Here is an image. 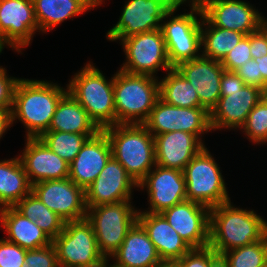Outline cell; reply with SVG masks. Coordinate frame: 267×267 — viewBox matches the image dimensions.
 Wrapping results in <instances>:
<instances>
[{
	"instance_id": "obj_26",
	"label": "cell",
	"mask_w": 267,
	"mask_h": 267,
	"mask_svg": "<svg viewBox=\"0 0 267 267\" xmlns=\"http://www.w3.org/2000/svg\"><path fill=\"white\" fill-rule=\"evenodd\" d=\"M0 224L8 235L5 239L26 250L52 243V239L34 221L24 217L14 207L0 209Z\"/></svg>"
},
{
	"instance_id": "obj_31",
	"label": "cell",
	"mask_w": 267,
	"mask_h": 267,
	"mask_svg": "<svg viewBox=\"0 0 267 267\" xmlns=\"http://www.w3.org/2000/svg\"><path fill=\"white\" fill-rule=\"evenodd\" d=\"M159 97L172 106L202 107L195 89L175 67L167 71L165 78L159 81Z\"/></svg>"
},
{
	"instance_id": "obj_38",
	"label": "cell",
	"mask_w": 267,
	"mask_h": 267,
	"mask_svg": "<svg viewBox=\"0 0 267 267\" xmlns=\"http://www.w3.org/2000/svg\"><path fill=\"white\" fill-rule=\"evenodd\" d=\"M252 59L249 34L230 51L221 61V65L227 71H235Z\"/></svg>"
},
{
	"instance_id": "obj_7",
	"label": "cell",
	"mask_w": 267,
	"mask_h": 267,
	"mask_svg": "<svg viewBox=\"0 0 267 267\" xmlns=\"http://www.w3.org/2000/svg\"><path fill=\"white\" fill-rule=\"evenodd\" d=\"M131 200L87 207L86 220L92 225L100 253L106 260L121 246L128 231L138 221Z\"/></svg>"
},
{
	"instance_id": "obj_19",
	"label": "cell",
	"mask_w": 267,
	"mask_h": 267,
	"mask_svg": "<svg viewBox=\"0 0 267 267\" xmlns=\"http://www.w3.org/2000/svg\"><path fill=\"white\" fill-rule=\"evenodd\" d=\"M198 94L200 104L209 113L220 99V81L224 72L221 62L202 55L175 67Z\"/></svg>"
},
{
	"instance_id": "obj_20",
	"label": "cell",
	"mask_w": 267,
	"mask_h": 267,
	"mask_svg": "<svg viewBox=\"0 0 267 267\" xmlns=\"http://www.w3.org/2000/svg\"><path fill=\"white\" fill-rule=\"evenodd\" d=\"M263 95L261 89L250 85H245L242 90L226 92V96H220L217 105L210 112L211 129L241 128Z\"/></svg>"
},
{
	"instance_id": "obj_3",
	"label": "cell",
	"mask_w": 267,
	"mask_h": 267,
	"mask_svg": "<svg viewBox=\"0 0 267 267\" xmlns=\"http://www.w3.org/2000/svg\"><path fill=\"white\" fill-rule=\"evenodd\" d=\"M102 130L110 142L112 157L139 184L156 165L154 136L143 124H115Z\"/></svg>"
},
{
	"instance_id": "obj_17",
	"label": "cell",
	"mask_w": 267,
	"mask_h": 267,
	"mask_svg": "<svg viewBox=\"0 0 267 267\" xmlns=\"http://www.w3.org/2000/svg\"><path fill=\"white\" fill-rule=\"evenodd\" d=\"M191 248L209 246L210 209L185 200L160 213Z\"/></svg>"
},
{
	"instance_id": "obj_36",
	"label": "cell",
	"mask_w": 267,
	"mask_h": 267,
	"mask_svg": "<svg viewBox=\"0 0 267 267\" xmlns=\"http://www.w3.org/2000/svg\"><path fill=\"white\" fill-rule=\"evenodd\" d=\"M177 262L181 267H220V255L210 246L192 248Z\"/></svg>"
},
{
	"instance_id": "obj_6",
	"label": "cell",
	"mask_w": 267,
	"mask_h": 267,
	"mask_svg": "<svg viewBox=\"0 0 267 267\" xmlns=\"http://www.w3.org/2000/svg\"><path fill=\"white\" fill-rule=\"evenodd\" d=\"M187 0H179L164 16L161 32L172 67L201 56L202 9L196 0H188L190 12L174 16L177 8ZM172 15V16H171ZM200 16V19L197 16ZM171 18H170V17ZM166 18L169 20L166 21ZM200 20V21H199Z\"/></svg>"
},
{
	"instance_id": "obj_44",
	"label": "cell",
	"mask_w": 267,
	"mask_h": 267,
	"mask_svg": "<svg viewBox=\"0 0 267 267\" xmlns=\"http://www.w3.org/2000/svg\"><path fill=\"white\" fill-rule=\"evenodd\" d=\"M253 60L258 64L259 74L262 76V91L264 92L267 87V55Z\"/></svg>"
},
{
	"instance_id": "obj_32",
	"label": "cell",
	"mask_w": 267,
	"mask_h": 267,
	"mask_svg": "<svg viewBox=\"0 0 267 267\" xmlns=\"http://www.w3.org/2000/svg\"><path fill=\"white\" fill-rule=\"evenodd\" d=\"M14 208L34 221L52 240L64 229L65 220L51 211L33 192L23 197Z\"/></svg>"
},
{
	"instance_id": "obj_5",
	"label": "cell",
	"mask_w": 267,
	"mask_h": 267,
	"mask_svg": "<svg viewBox=\"0 0 267 267\" xmlns=\"http://www.w3.org/2000/svg\"><path fill=\"white\" fill-rule=\"evenodd\" d=\"M159 98L157 78L121 69L114 74L116 124H143Z\"/></svg>"
},
{
	"instance_id": "obj_10",
	"label": "cell",
	"mask_w": 267,
	"mask_h": 267,
	"mask_svg": "<svg viewBox=\"0 0 267 267\" xmlns=\"http://www.w3.org/2000/svg\"><path fill=\"white\" fill-rule=\"evenodd\" d=\"M126 60L121 70L155 78L159 68H173L168 60L163 34L160 29L135 34L121 40Z\"/></svg>"
},
{
	"instance_id": "obj_35",
	"label": "cell",
	"mask_w": 267,
	"mask_h": 267,
	"mask_svg": "<svg viewBox=\"0 0 267 267\" xmlns=\"http://www.w3.org/2000/svg\"><path fill=\"white\" fill-rule=\"evenodd\" d=\"M240 129L254 144L267 142V99L264 96L250 111Z\"/></svg>"
},
{
	"instance_id": "obj_47",
	"label": "cell",
	"mask_w": 267,
	"mask_h": 267,
	"mask_svg": "<svg viewBox=\"0 0 267 267\" xmlns=\"http://www.w3.org/2000/svg\"><path fill=\"white\" fill-rule=\"evenodd\" d=\"M259 30L264 34L267 39V18L265 19L264 16H262L261 18Z\"/></svg>"
},
{
	"instance_id": "obj_41",
	"label": "cell",
	"mask_w": 267,
	"mask_h": 267,
	"mask_svg": "<svg viewBox=\"0 0 267 267\" xmlns=\"http://www.w3.org/2000/svg\"><path fill=\"white\" fill-rule=\"evenodd\" d=\"M246 85L255 86L262 90V76L259 74L257 62L249 60L245 65L234 71Z\"/></svg>"
},
{
	"instance_id": "obj_29",
	"label": "cell",
	"mask_w": 267,
	"mask_h": 267,
	"mask_svg": "<svg viewBox=\"0 0 267 267\" xmlns=\"http://www.w3.org/2000/svg\"><path fill=\"white\" fill-rule=\"evenodd\" d=\"M32 192V184L18 157L0 161V209L14 207Z\"/></svg>"
},
{
	"instance_id": "obj_28",
	"label": "cell",
	"mask_w": 267,
	"mask_h": 267,
	"mask_svg": "<svg viewBox=\"0 0 267 267\" xmlns=\"http://www.w3.org/2000/svg\"><path fill=\"white\" fill-rule=\"evenodd\" d=\"M39 31L45 33L68 18L96 8L91 0H32Z\"/></svg>"
},
{
	"instance_id": "obj_25",
	"label": "cell",
	"mask_w": 267,
	"mask_h": 267,
	"mask_svg": "<svg viewBox=\"0 0 267 267\" xmlns=\"http://www.w3.org/2000/svg\"><path fill=\"white\" fill-rule=\"evenodd\" d=\"M115 267H156L162 260L146 230L137 221L111 256Z\"/></svg>"
},
{
	"instance_id": "obj_24",
	"label": "cell",
	"mask_w": 267,
	"mask_h": 267,
	"mask_svg": "<svg viewBox=\"0 0 267 267\" xmlns=\"http://www.w3.org/2000/svg\"><path fill=\"white\" fill-rule=\"evenodd\" d=\"M138 222L162 261H177L192 249L160 213L138 212Z\"/></svg>"
},
{
	"instance_id": "obj_4",
	"label": "cell",
	"mask_w": 267,
	"mask_h": 267,
	"mask_svg": "<svg viewBox=\"0 0 267 267\" xmlns=\"http://www.w3.org/2000/svg\"><path fill=\"white\" fill-rule=\"evenodd\" d=\"M84 66L67 84L68 92L101 130L115 125L114 75L108 81L91 62Z\"/></svg>"
},
{
	"instance_id": "obj_50",
	"label": "cell",
	"mask_w": 267,
	"mask_h": 267,
	"mask_svg": "<svg viewBox=\"0 0 267 267\" xmlns=\"http://www.w3.org/2000/svg\"><path fill=\"white\" fill-rule=\"evenodd\" d=\"M108 261H110V260H107V262H106V264H105L104 267H115L114 265H111L110 263H108ZM109 264H110V265H109Z\"/></svg>"
},
{
	"instance_id": "obj_13",
	"label": "cell",
	"mask_w": 267,
	"mask_h": 267,
	"mask_svg": "<svg viewBox=\"0 0 267 267\" xmlns=\"http://www.w3.org/2000/svg\"><path fill=\"white\" fill-rule=\"evenodd\" d=\"M39 31L32 0H0V48L21 49L31 44Z\"/></svg>"
},
{
	"instance_id": "obj_39",
	"label": "cell",
	"mask_w": 267,
	"mask_h": 267,
	"mask_svg": "<svg viewBox=\"0 0 267 267\" xmlns=\"http://www.w3.org/2000/svg\"><path fill=\"white\" fill-rule=\"evenodd\" d=\"M27 250L19 245L0 239V267H21Z\"/></svg>"
},
{
	"instance_id": "obj_1",
	"label": "cell",
	"mask_w": 267,
	"mask_h": 267,
	"mask_svg": "<svg viewBox=\"0 0 267 267\" xmlns=\"http://www.w3.org/2000/svg\"><path fill=\"white\" fill-rule=\"evenodd\" d=\"M68 92L56 83L19 78L14 89L11 123L17 119L26 129V138H39L48 131L61 98Z\"/></svg>"
},
{
	"instance_id": "obj_34",
	"label": "cell",
	"mask_w": 267,
	"mask_h": 267,
	"mask_svg": "<svg viewBox=\"0 0 267 267\" xmlns=\"http://www.w3.org/2000/svg\"><path fill=\"white\" fill-rule=\"evenodd\" d=\"M92 136L94 135L46 131L39 138L50 150L70 164L81 151L87 139Z\"/></svg>"
},
{
	"instance_id": "obj_48",
	"label": "cell",
	"mask_w": 267,
	"mask_h": 267,
	"mask_svg": "<svg viewBox=\"0 0 267 267\" xmlns=\"http://www.w3.org/2000/svg\"><path fill=\"white\" fill-rule=\"evenodd\" d=\"M105 265H76V266H69V267H104Z\"/></svg>"
},
{
	"instance_id": "obj_2",
	"label": "cell",
	"mask_w": 267,
	"mask_h": 267,
	"mask_svg": "<svg viewBox=\"0 0 267 267\" xmlns=\"http://www.w3.org/2000/svg\"><path fill=\"white\" fill-rule=\"evenodd\" d=\"M266 235L267 221L254 210L235 207L231 201L210 209L209 246L220 256L258 242Z\"/></svg>"
},
{
	"instance_id": "obj_21",
	"label": "cell",
	"mask_w": 267,
	"mask_h": 267,
	"mask_svg": "<svg viewBox=\"0 0 267 267\" xmlns=\"http://www.w3.org/2000/svg\"><path fill=\"white\" fill-rule=\"evenodd\" d=\"M19 158L32 185L69 177V163L50 150L40 138H26L25 149Z\"/></svg>"
},
{
	"instance_id": "obj_16",
	"label": "cell",
	"mask_w": 267,
	"mask_h": 267,
	"mask_svg": "<svg viewBox=\"0 0 267 267\" xmlns=\"http://www.w3.org/2000/svg\"><path fill=\"white\" fill-rule=\"evenodd\" d=\"M137 188L147 189L150 210L139 212L161 213L164 210L187 200L183 171L153 167Z\"/></svg>"
},
{
	"instance_id": "obj_42",
	"label": "cell",
	"mask_w": 267,
	"mask_h": 267,
	"mask_svg": "<svg viewBox=\"0 0 267 267\" xmlns=\"http://www.w3.org/2000/svg\"><path fill=\"white\" fill-rule=\"evenodd\" d=\"M245 85L244 81L234 71L224 70L220 81V95L226 96V92L242 90Z\"/></svg>"
},
{
	"instance_id": "obj_8",
	"label": "cell",
	"mask_w": 267,
	"mask_h": 267,
	"mask_svg": "<svg viewBox=\"0 0 267 267\" xmlns=\"http://www.w3.org/2000/svg\"><path fill=\"white\" fill-rule=\"evenodd\" d=\"M187 200L209 209L231 201L220 167L204 147L183 170Z\"/></svg>"
},
{
	"instance_id": "obj_23",
	"label": "cell",
	"mask_w": 267,
	"mask_h": 267,
	"mask_svg": "<svg viewBox=\"0 0 267 267\" xmlns=\"http://www.w3.org/2000/svg\"><path fill=\"white\" fill-rule=\"evenodd\" d=\"M156 165L183 171L204 147L195 134L172 131L154 136Z\"/></svg>"
},
{
	"instance_id": "obj_49",
	"label": "cell",
	"mask_w": 267,
	"mask_h": 267,
	"mask_svg": "<svg viewBox=\"0 0 267 267\" xmlns=\"http://www.w3.org/2000/svg\"><path fill=\"white\" fill-rule=\"evenodd\" d=\"M93 1L97 6L101 5L104 0H91Z\"/></svg>"
},
{
	"instance_id": "obj_33",
	"label": "cell",
	"mask_w": 267,
	"mask_h": 267,
	"mask_svg": "<svg viewBox=\"0 0 267 267\" xmlns=\"http://www.w3.org/2000/svg\"><path fill=\"white\" fill-rule=\"evenodd\" d=\"M267 263V235L260 241L234 248L220 256V267H261Z\"/></svg>"
},
{
	"instance_id": "obj_12",
	"label": "cell",
	"mask_w": 267,
	"mask_h": 267,
	"mask_svg": "<svg viewBox=\"0 0 267 267\" xmlns=\"http://www.w3.org/2000/svg\"><path fill=\"white\" fill-rule=\"evenodd\" d=\"M179 0H129L126 2L119 21L106 33L109 41L161 29L165 14Z\"/></svg>"
},
{
	"instance_id": "obj_51",
	"label": "cell",
	"mask_w": 267,
	"mask_h": 267,
	"mask_svg": "<svg viewBox=\"0 0 267 267\" xmlns=\"http://www.w3.org/2000/svg\"><path fill=\"white\" fill-rule=\"evenodd\" d=\"M263 96L267 99V87L265 88V91H264V95Z\"/></svg>"
},
{
	"instance_id": "obj_27",
	"label": "cell",
	"mask_w": 267,
	"mask_h": 267,
	"mask_svg": "<svg viewBox=\"0 0 267 267\" xmlns=\"http://www.w3.org/2000/svg\"><path fill=\"white\" fill-rule=\"evenodd\" d=\"M101 129L88 112L67 92L57 105L48 131L96 135Z\"/></svg>"
},
{
	"instance_id": "obj_11",
	"label": "cell",
	"mask_w": 267,
	"mask_h": 267,
	"mask_svg": "<svg viewBox=\"0 0 267 267\" xmlns=\"http://www.w3.org/2000/svg\"><path fill=\"white\" fill-rule=\"evenodd\" d=\"M143 125L153 136L172 131H184L195 134L202 140L201 134L212 131L210 113L205 108L172 106L160 98L156 101Z\"/></svg>"
},
{
	"instance_id": "obj_18",
	"label": "cell",
	"mask_w": 267,
	"mask_h": 267,
	"mask_svg": "<svg viewBox=\"0 0 267 267\" xmlns=\"http://www.w3.org/2000/svg\"><path fill=\"white\" fill-rule=\"evenodd\" d=\"M136 187L138 184L125 168L111 157L99 176L85 189L86 207L131 200L132 189Z\"/></svg>"
},
{
	"instance_id": "obj_30",
	"label": "cell",
	"mask_w": 267,
	"mask_h": 267,
	"mask_svg": "<svg viewBox=\"0 0 267 267\" xmlns=\"http://www.w3.org/2000/svg\"><path fill=\"white\" fill-rule=\"evenodd\" d=\"M244 36L243 33L237 31L213 26L202 16L201 48L203 50L201 55L221 62Z\"/></svg>"
},
{
	"instance_id": "obj_15",
	"label": "cell",
	"mask_w": 267,
	"mask_h": 267,
	"mask_svg": "<svg viewBox=\"0 0 267 267\" xmlns=\"http://www.w3.org/2000/svg\"><path fill=\"white\" fill-rule=\"evenodd\" d=\"M203 16L216 27L243 33L259 30L262 14L241 0H196Z\"/></svg>"
},
{
	"instance_id": "obj_9",
	"label": "cell",
	"mask_w": 267,
	"mask_h": 267,
	"mask_svg": "<svg viewBox=\"0 0 267 267\" xmlns=\"http://www.w3.org/2000/svg\"><path fill=\"white\" fill-rule=\"evenodd\" d=\"M59 267L105 265L92 225L85 219L67 221L63 231L52 240Z\"/></svg>"
},
{
	"instance_id": "obj_37",
	"label": "cell",
	"mask_w": 267,
	"mask_h": 267,
	"mask_svg": "<svg viewBox=\"0 0 267 267\" xmlns=\"http://www.w3.org/2000/svg\"><path fill=\"white\" fill-rule=\"evenodd\" d=\"M21 267H59L53 243L33 250H27Z\"/></svg>"
},
{
	"instance_id": "obj_45",
	"label": "cell",
	"mask_w": 267,
	"mask_h": 267,
	"mask_svg": "<svg viewBox=\"0 0 267 267\" xmlns=\"http://www.w3.org/2000/svg\"><path fill=\"white\" fill-rule=\"evenodd\" d=\"M11 125V111L0 110V139Z\"/></svg>"
},
{
	"instance_id": "obj_43",
	"label": "cell",
	"mask_w": 267,
	"mask_h": 267,
	"mask_svg": "<svg viewBox=\"0 0 267 267\" xmlns=\"http://www.w3.org/2000/svg\"><path fill=\"white\" fill-rule=\"evenodd\" d=\"M249 42L252 59L267 55V39L260 30L249 34Z\"/></svg>"
},
{
	"instance_id": "obj_14",
	"label": "cell",
	"mask_w": 267,
	"mask_h": 267,
	"mask_svg": "<svg viewBox=\"0 0 267 267\" xmlns=\"http://www.w3.org/2000/svg\"><path fill=\"white\" fill-rule=\"evenodd\" d=\"M32 192L65 222L86 218L85 190L69 177L35 183Z\"/></svg>"
},
{
	"instance_id": "obj_40",
	"label": "cell",
	"mask_w": 267,
	"mask_h": 267,
	"mask_svg": "<svg viewBox=\"0 0 267 267\" xmlns=\"http://www.w3.org/2000/svg\"><path fill=\"white\" fill-rule=\"evenodd\" d=\"M19 79L9 77L7 70L0 66V110L11 111L14 89Z\"/></svg>"
},
{
	"instance_id": "obj_22",
	"label": "cell",
	"mask_w": 267,
	"mask_h": 267,
	"mask_svg": "<svg viewBox=\"0 0 267 267\" xmlns=\"http://www.w3.org/2000/svg\"><path fill=\"white\" fill-rule=\"evenodd\" d=\"M112 157L111 145L106 133L100 130L87 139L69 164V178L84 190L99 176Z\"/></svg>"
},
{
	"instance_id": "obj_46",
	"label": "cell",
	"mask_w": 267,
	"mask_h": 267,
	"mask_svg": "<svg viewBox=\"0 0 267 267\" xmlns=\"http://www.w3.org/2000/svg\"><path fill=\"white\" fill-rule=\"evenodd\" d=\"M156 267H181L177 261H161Z\"/></svg>"
}]
</instances>
